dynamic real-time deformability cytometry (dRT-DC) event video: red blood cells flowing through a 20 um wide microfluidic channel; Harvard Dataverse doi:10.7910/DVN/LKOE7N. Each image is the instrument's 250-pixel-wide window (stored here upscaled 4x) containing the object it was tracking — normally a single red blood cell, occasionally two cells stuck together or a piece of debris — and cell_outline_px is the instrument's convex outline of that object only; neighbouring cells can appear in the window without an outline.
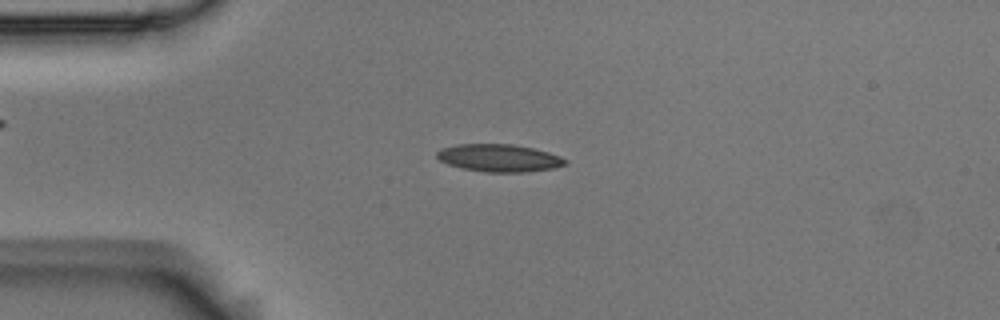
{"species": "Egyptian fruit bat (a non-hibernating species)", "species_latin": "Rousettus aegyptiacus", "temperature_condition": "room temperature", "stored_images_in_passage": 6, "camera_frame_rate_fps": 3000, "um_per_image_px": 0.085, "animal": {"sex": "male"}, "frame": {"image": 1, "passage_image": 3, "time_ms": 0.667, "image_size_px": [1000, 320], "cell_outline_px": [[568, 164], [552, 168], [524, 172], [488, 172], [464, 168], [448, 164], [440, 160], [436, 156], [436, 152], [440, 148], [456, 144], [512, 144], [532, 148], [548, 152], [560, 156], [568, 160]], "centroid_in_image_um": [42.42, 13.42], "position_along_channel_um": 42.6, "area_um2": 20.52}}
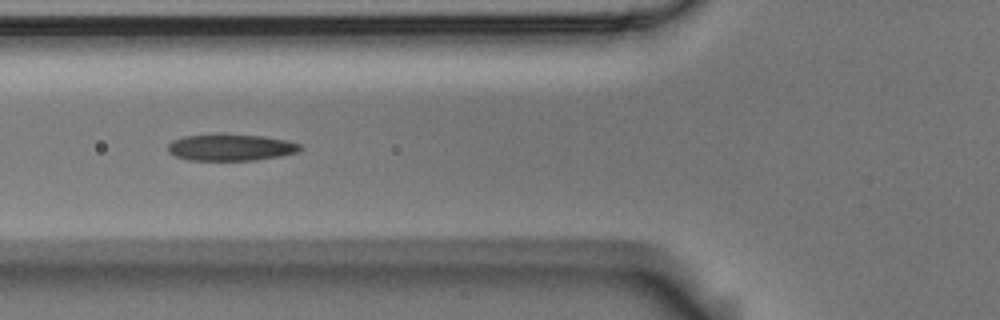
{"frame": {"image": 2, "passage_image": 5, "time_ms": 1.333, "image_size_px": [1000, 320], "cell_outline_px": [[300, 152], [280, 156], [256, 160], [188, 160], [176, 156], [168, 152], [168, 144], [172, 140], [184, 136], [264, 136], [288, 140], [300, 144]], "centroid_in_image_um": [19.64, 12.56], "position_along_channel_um": 106.2, "area_um2": 19.94}}
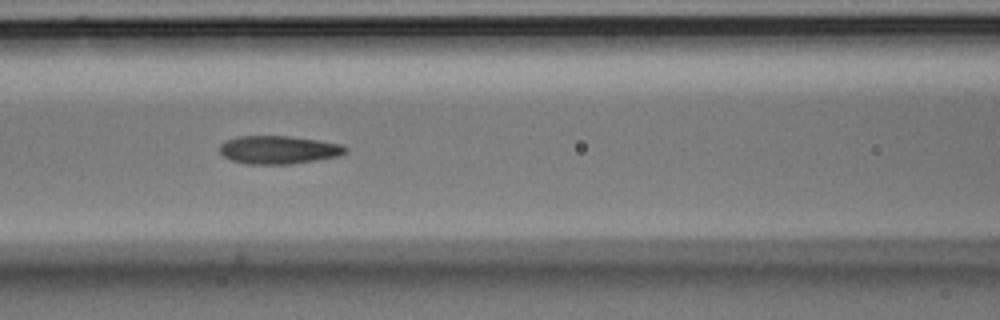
{"frame": {"image": 3, "passage_image": 6, "time_ms": 1.667, "image_size_px": [1000, 320], "cell_outline_px": [[348, 152], [340, 156], [292, 164], [248, 164], [232, 160], [224, 156], [220, 152], [220, 144], [224, 140], [236, 136], [292, 136], [340, 144], [348, 148]], "centroid_in_image_um": [23.68, 12.73], "position_along_channel_um": 142.9, "area_um2": 20.75}}